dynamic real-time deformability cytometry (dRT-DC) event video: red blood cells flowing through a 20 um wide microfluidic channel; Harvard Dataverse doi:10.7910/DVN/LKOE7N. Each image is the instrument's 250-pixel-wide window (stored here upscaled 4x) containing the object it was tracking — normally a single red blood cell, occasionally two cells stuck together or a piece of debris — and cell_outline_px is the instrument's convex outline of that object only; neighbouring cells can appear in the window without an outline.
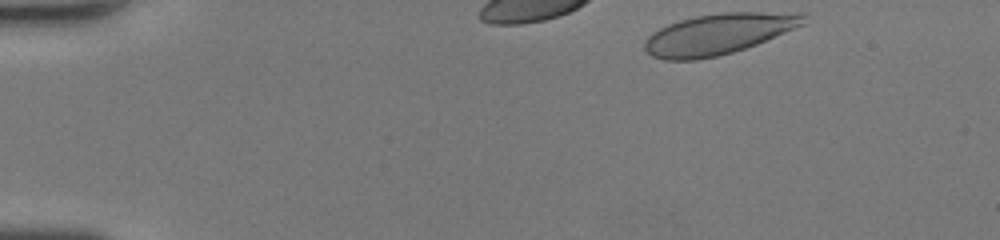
{"species": "human", "species_latin": "Homo sapiens", "temperature_condition": "room temperature", "stored_images_in_passage": 10, "camera_frame_rate_fps": 3000, "um_per_image_px": 0.085, "donor": {"sex": "female"}, "frame": {"image": 1, "passage_image": 1, "time_ms": 0.0, "image_size_px": [1000, 240], "cell_outline_px": [[808, 12], [804, 24], [756, 44], [732, 52], [716, 56], [696, 60], [664, 60], [652, 56], [644, 48], [644, 40], [652, 32], [668, 24], [680, 20], [696, 16], [724, 12]], "centroid_in_image_um": [61.07, 2.88], "position_along_channel_um": 23.9, "area_um2": 37.74}}